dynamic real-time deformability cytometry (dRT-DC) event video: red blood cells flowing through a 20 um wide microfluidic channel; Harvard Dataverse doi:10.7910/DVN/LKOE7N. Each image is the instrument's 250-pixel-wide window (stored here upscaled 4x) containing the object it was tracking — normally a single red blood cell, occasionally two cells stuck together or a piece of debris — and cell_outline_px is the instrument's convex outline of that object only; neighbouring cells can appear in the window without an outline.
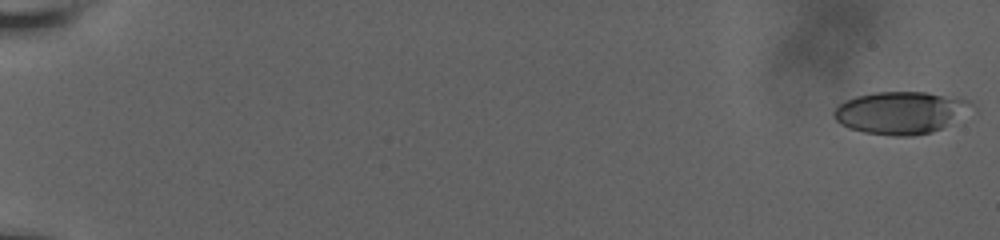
{"species": "human", "species_latin": "Homo sapiens", "temperature_condition": "room temperature", "stored_images_in_passage": 58, "camera_frame_rate_fps": 3000, "um_per_image_px": 0.085, "donor": {"sex": "male"}, "frame": {"image": 1, "passage_image": 1, "time_ms": 0.0, "image_size_px": [1000, 240], "cell_outline_px": [[976, 112], [932, 132], [912, 136], [892, 136], [864, 132], [848, 128], [840, 124], [832, 116], [832, 112], [840, 104], [856, 96], [876, 92], [924, 92], [972, 100], [976, 108]], "centroid_in_image_um": [76.65, 9.58], "position_along_channel_um": 8.3, "area_um2": 34.56}}
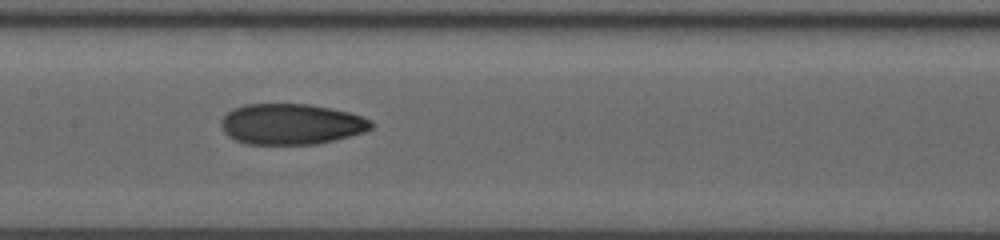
{"frame": {"image": 2, "passage_image": 32, "time_ms": 10.333, "image_size_px": [1000, 240], "cell_outline_px": [[372, 128], [364, 132], [316, 144], [244, 144], [228, 136], [224, 132], [220, 124], [220, 120], [232, 108], [244, 104], [308, 104], [348, 112], [372, 120]], "centroid_in_image_um": [24.7, 10.55], "position_along_channel_um": 182.7, "area_um2": 35.55}}
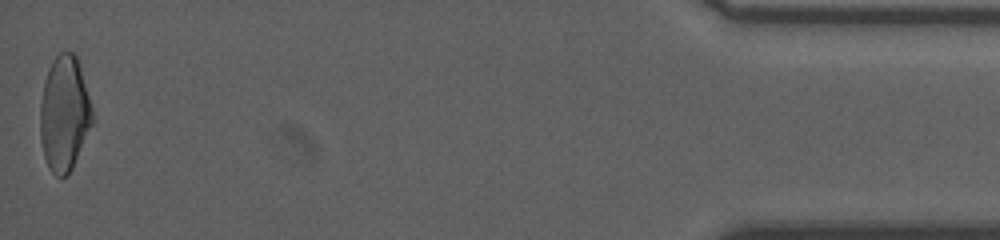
{"frame": {"image": 3, "passage_image": 58, "time_ms": 19.0, "image_size_px": [1000, 240], "cell_outline_px": [[92, 124], [72, 168], [64, 176], [56, 176], [48, 168], [44, 156], [40, 140], [40, 104], [44, 80], [48, 68], [52, 60], [60, 52], [72, 52], [76, 56], [80, 68], [92, 108]], "centroid_in_image_um": [5.44, 9.65], "position_along_channel_um": 429.8, "area_um2": 34.74}, "authors_computed_cell_mechanics": {"area_um2": 34.68, "velocity_mm_per_s": 3.8051, "shape_relaxation_time_tau1_ms": null, "shape_relaxation_time_tau2_ms": 2.1514, "deformation_change_tau1": null, "deformation_change_tau2": 0.0843}}